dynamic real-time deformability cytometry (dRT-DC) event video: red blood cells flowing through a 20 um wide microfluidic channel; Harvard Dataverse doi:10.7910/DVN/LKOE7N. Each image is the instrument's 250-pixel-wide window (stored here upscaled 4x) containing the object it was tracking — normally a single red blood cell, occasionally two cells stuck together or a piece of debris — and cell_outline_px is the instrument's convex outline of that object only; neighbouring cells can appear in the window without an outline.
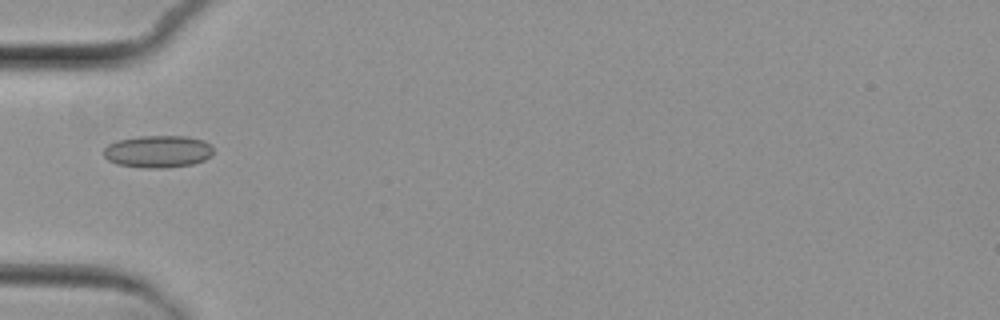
{"species": "common noctule bat (a hibernating species)", "species_latin": "Nyctalus noctula", "temperature_condition": "cold", "stored_images_in_passage": 7, "camera_frame_rate_fps": 3000, "um_per_image_px": 0.085, "animal": {"sex": "female", "body_mass_g": 29.2, "forearm_length_mm": 56.3}, "frame": {"image": 1, "passage_image": 5, "time_ms": 5.667, "image_size_px": [1000, 320], "cell_outline_px": [[212, 156], [204, 160], [192, 164], [168, 168], [144, 168], [116, 164], [108, 160], [104, 156], [104, 148], [108, 144], [116, 140], [140, 136], [188, 136], [204, 140], [212, 144]], "centroid_in_image_um": [13.44, 12.87], "position_along_channel_um": 71.6, "area_um2": 20.92}}
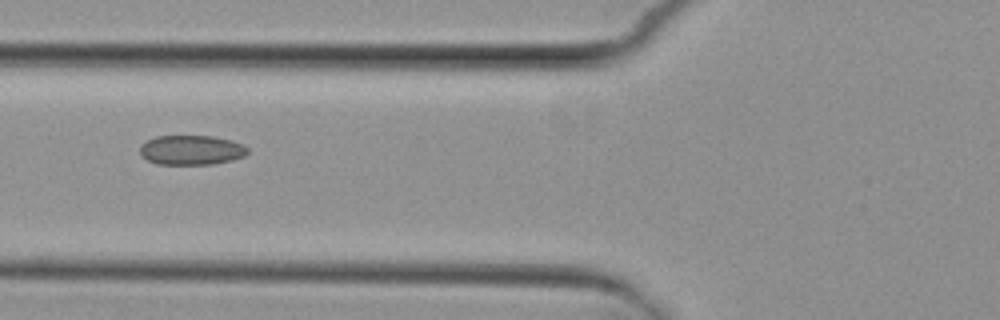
{"frame": {"image": 2, "passage_image": 6, "time_ms": 6.667, "image_size_px": [1000, 320], "cell_outline_px": [[248, 152], [244, 156], [232, 160], [212, 164], [156, 164], [140, 156], [140, 148], [148, 140], [156, 136], [212, 136], [232, 140], [244, 144], [248, 148]], "centroid_in_image_um": [16.29, 12.75], "position_along_channel_um": 109.5, "area_um2": 18.61}}
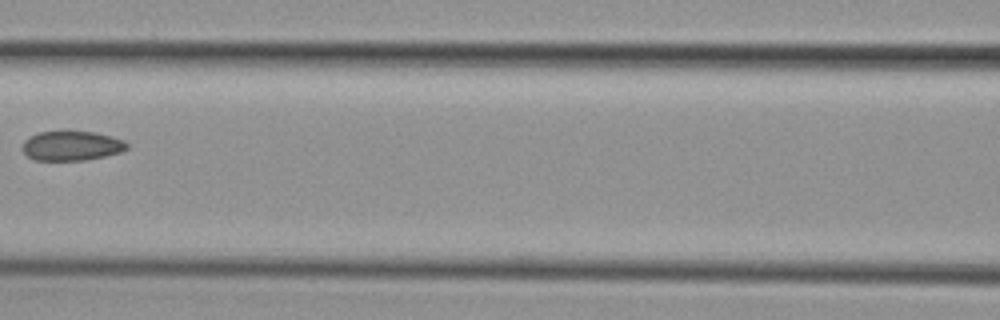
{"frame": {"image": 3, "passage_image": 7, "time_ms": 8.0, "image_size_px": [1000, 320], "cell_outline_px": [[128, 148], [120, 152], [104, 156], [84, 160], [36, 160], [28, 156], [20, 148], [24, 140], [40, 132], [64, 128], [68, 128], [96, 132], [112, 136], [124, 140], [128, 144]], "centroid_in_image_um": [6.08, 12.33], "position_along_channel_um": 160.5, "area_um2": 18.73}}